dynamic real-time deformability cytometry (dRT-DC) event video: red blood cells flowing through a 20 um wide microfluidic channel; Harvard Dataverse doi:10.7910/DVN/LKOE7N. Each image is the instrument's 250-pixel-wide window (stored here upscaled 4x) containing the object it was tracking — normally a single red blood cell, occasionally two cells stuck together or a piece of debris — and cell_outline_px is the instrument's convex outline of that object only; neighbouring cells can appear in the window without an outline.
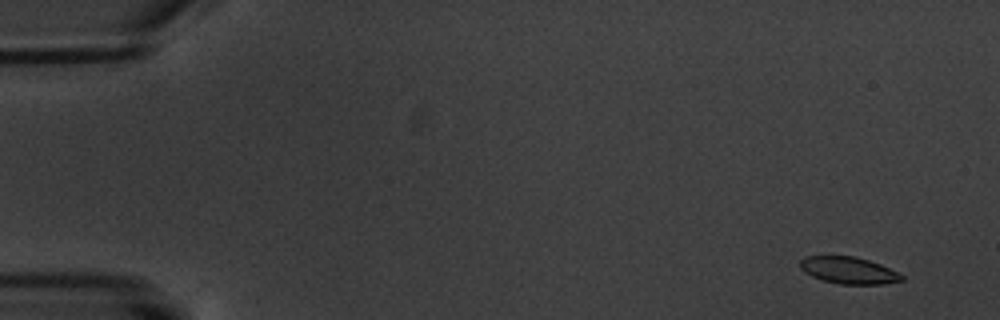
{"species": "common noctule bat (a hibernating species)", "species_latin": "Nyctalus noctula", "temperature_condition": "warm", "stored_images_in_passage": 5, "camera_frame_rate_fps": 3000, "um_per_image_px": 0.085, "animal": {"sex": "male", "body_mass_g": 20.1, "forearm_length_mm": 53.5}, "frame": {"image": 1, "passage_image": 1, "time_ms": 0.0, "image_size_px": [1000, 320], "cell_outline_px": [[904, 280], [884, 284], [840, 284], [824, 280], [812, 276], [804, 272], [800, 268], [800, 260], [804, 256], [856, 256], [880, 264], [904, 276]], "centroid_in_image_um": [72.12, 22.97], "position_along_channel_um": 12.9, "area_um2": 15.84}}
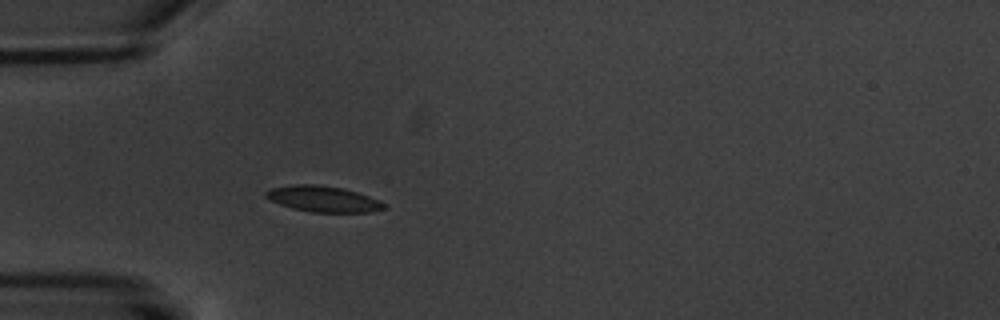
{"frame": {"image": 2, "passage_image": 5, "time_ms": 5.0, "image_size_px": [1000, 320], "cell_outline_px": [[384, 208], [372, 212], [312, 212], [292, 208], [280, 204], [264, 196], [264, 192], [272, 188], [292, 184], [316, 184], [340, 188], [356, 192], [380, 200], [384, 204]], "centroid_in_image_um": [27.44, 16.91], "position_along_channel_um": 57.6, "area_um2": 17.63}}